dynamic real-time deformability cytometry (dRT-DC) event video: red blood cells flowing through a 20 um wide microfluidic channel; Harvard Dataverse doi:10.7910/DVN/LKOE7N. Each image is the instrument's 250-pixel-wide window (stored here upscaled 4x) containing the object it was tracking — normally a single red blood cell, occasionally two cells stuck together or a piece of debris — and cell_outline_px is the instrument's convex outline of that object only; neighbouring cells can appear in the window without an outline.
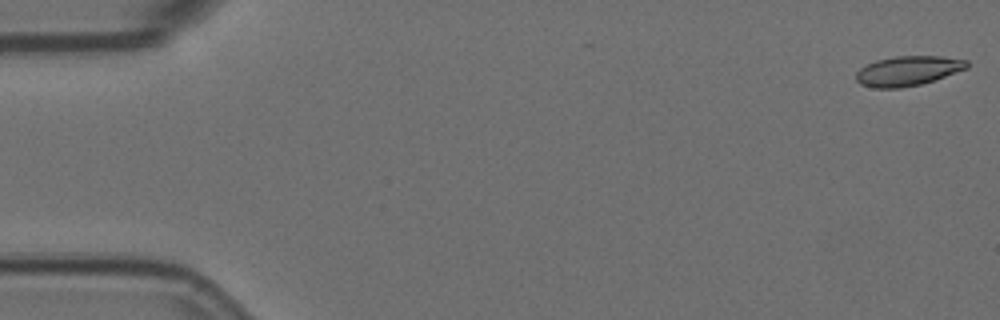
{"species": "Egyptian fruit bat (a non-hibernating species)", "species_latin": "Rousettus aegyptiacus", "temperature_condition": "room temperature", "stored_images_in_passage": 14, "camera_frame_rate_fps": 3000, "um_per_image_px": 0.085, "animal": {"sex": "female"}, "frame": {"image": 1, "passage_image": 1, "time_ms": 0.0, "image_size_px": [1000, 320], "cell_outline_px": [[968, 68], [920, 84], [900, 88], [876, 88], [860, 84], [856, 80], [856, 72], [860, 68], [876, 60], [896, 56], [944, 56], [968, 60]], "centroid_in_image_um": [77.16, 6.01], "position_along_channel_um": 7.8, "area_um2": 19.07}}